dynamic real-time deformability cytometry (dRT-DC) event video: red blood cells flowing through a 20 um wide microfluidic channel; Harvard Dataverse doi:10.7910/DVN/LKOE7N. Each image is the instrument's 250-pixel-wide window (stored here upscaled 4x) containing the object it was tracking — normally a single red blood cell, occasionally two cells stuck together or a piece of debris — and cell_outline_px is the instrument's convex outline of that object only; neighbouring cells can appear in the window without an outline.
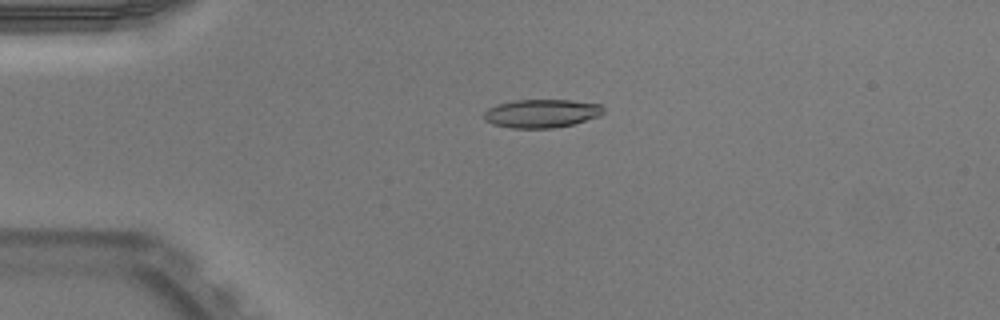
{"species": "Egyptian fruit bat (a non-hibernating species)", "species_latin": "Rousettus aegyptiacus", "temperature_condition": "warm", "stored_images_in_passage": 52, "camera_frame_rate_fps": 3000, "um_per_image_px": 0.085, "animal": {"sex": "male"}, "frame": {"image": 1, "passage_image": 13, "time_ms": 4.0, "image_size_px": [1000, 320], "cell_outline_px": [[604, 112], [600, 116], [572, 124], [552, 128], [512, 128], [492, 124], [484, 120], [484, 112], [488, 108], [496, 104], [516, 100], [572, 100], [600, 104], [604, 108]], "centroid_in_image_um": [46.02, 9.64], "position_along_channel_um": 39.0, "area_um2": 19.83}}
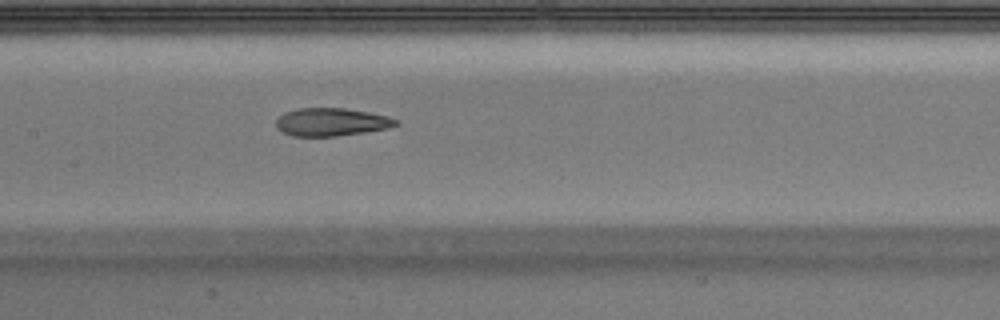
{"frame": {"image": 2, "passage_image": 26, "time_ms": 8.333, "image_size_px": [1000, 320], "cell_outline_px": [[400, 124], [388, 128], [364, 132], [336, 136], [292, 136], [280, 132], [276, 128], [276, 120], [284, 112], [296, 108], [344, 108], [368, 112], [388, 116], [396, 120]], "centroid_in_image_um": [28.12, 10.37], "position_along_channel_um": 179.3, "area_um2": 19.59}}
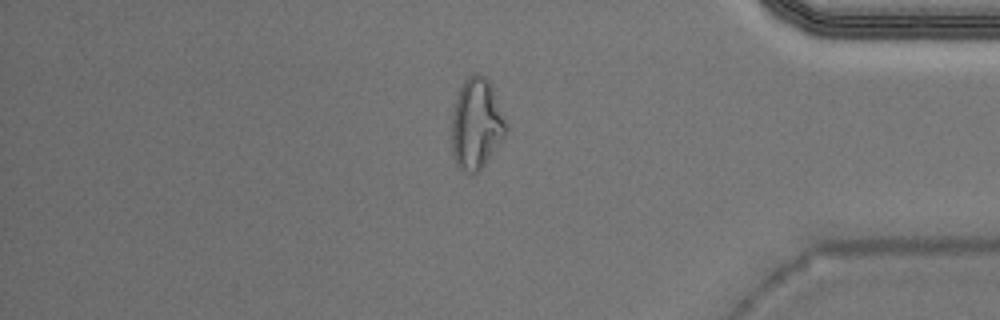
{"frame": {"image": 3, "passage_image": 44, "time_ms": 14.333, "image_size_px": [1000, 320], "cell_outline_px": [[508, 128], [504, 136], [480, 172], [468, 172], [460, 168], [456, 164], [452, 152], [452, 112], [460, 88], [464, 80], [468, 76], [476, 72], [480, 72], [488, 80], [492, 88], [508, 124]], "centroid_in_image_um": [40.5, 10.52], "position_along_channel_um": 394.7, "area_um2": 28.73}, "authors_computed_cell_mechanics": {"area_um2": 20.3456, "velocity_mm_per_s": 4.0001, "shape_relaxation_time_tau1_ms": null, "shape_relaxation_time_tau2_ms": 2.0219, "deformation_change_tau1": null, "deformation_change_tau2": 0.0964}}